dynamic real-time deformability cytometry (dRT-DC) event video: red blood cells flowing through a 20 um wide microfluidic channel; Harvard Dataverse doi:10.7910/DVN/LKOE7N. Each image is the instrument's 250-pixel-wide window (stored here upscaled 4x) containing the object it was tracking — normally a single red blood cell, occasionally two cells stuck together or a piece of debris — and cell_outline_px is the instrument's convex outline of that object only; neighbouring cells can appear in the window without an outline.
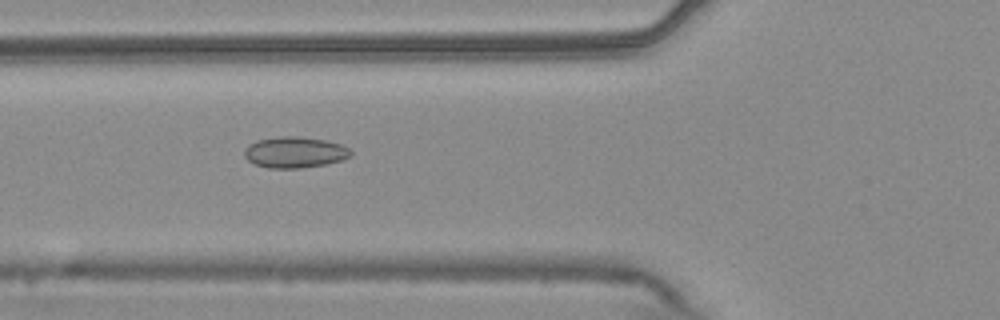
{"species": "common noctule bat (a hibernating species)", "species_latin": "Nyctalus noctula", "temperature_condition": "warm", "stored_images_in_passage": 42, "camera_frame_rate_fps": 3000, "um_per_image_px": 0.085, "animal": {"sex": "male", "body_mass_g": 20.4}, "frame": {"image": 1, "passage_image": 8, "time_ms": 2.333, "image_size_px": [1000, 320], "cell_outline_px": [[352, 156], [328, 164], [300, 168], [268, 168], [256, 164], [248, 160], [244, 156], [244, 148], [248, 144], [256, 140], [280, 136], [296, 136], [324, 140], [340, 144], [348, 148], [352, 152]], "centroid_in_image_um": [25.03, 12.94], "position_along_channel_um": 100.8, "area_um2": 19.31}}
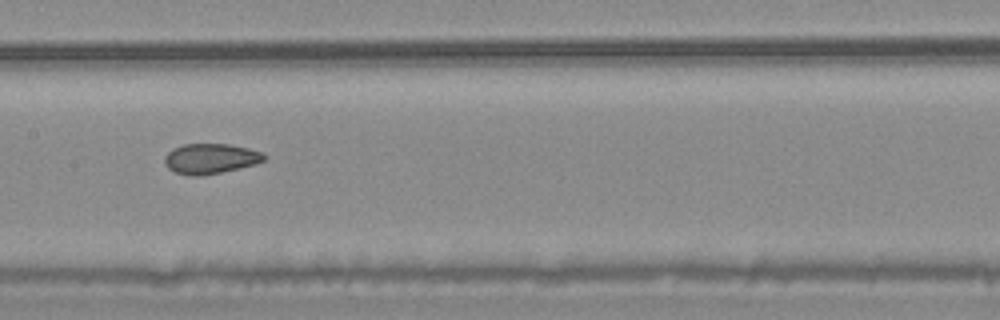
{"frame": {"image": 2, "passage_image": 15, "time_ms": 4.667, "image_size_px": [1000, 320], "cell_outline_px": [[268, 156], [264, 160], [256, 164], [240, 168], [200, 176], [188, 176], [176, 172], [168, 168], [164, 164], [164, 156], [172, 148], [184, 144], [228, 144], [248, 148], [264, 152]], "centroid_in_image_um": [17.9, 13.48], "position_along_channel_um": 189.5, "area_um2": 17.69}}
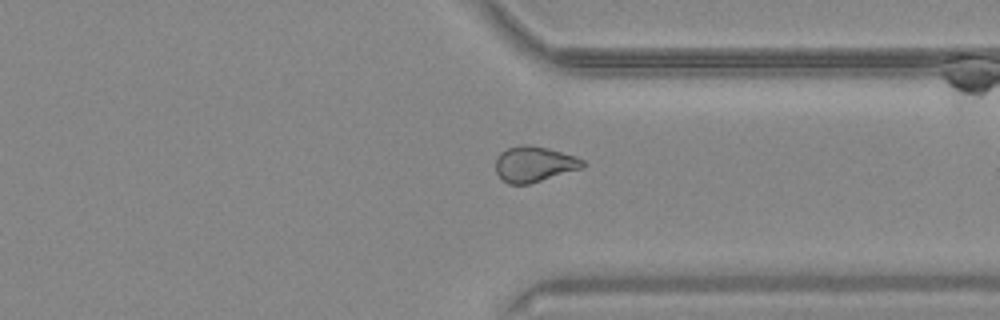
{"frame": {"image": 3, "passage_image": 29, "time_ms": 9.333, "image_size_px": [1000, 320], "cell_outline_px": [[584, 168], [528, 184], [508, 184], [496, 172], [496, 160], [500, 152], [508, 148], [520, 144], [528, 144], [548, 148], [576, 156], [584, 160]], "centroid_in_image_um": [45.42, 13.94], "position_along_channel_um": 366.0, "area_um2": 18.09}, "authors_computed_cell_mechanics": {"area_um2": 18.0047, "velocity_mm_per_s": 3.7802, "shape_relaxation_time_tau1_ms": null, "shape_relaxation_time_tau2_ms": 2.2941, "deformation_change_tau1": null, "deformation_change_tau2": 0.0712}}